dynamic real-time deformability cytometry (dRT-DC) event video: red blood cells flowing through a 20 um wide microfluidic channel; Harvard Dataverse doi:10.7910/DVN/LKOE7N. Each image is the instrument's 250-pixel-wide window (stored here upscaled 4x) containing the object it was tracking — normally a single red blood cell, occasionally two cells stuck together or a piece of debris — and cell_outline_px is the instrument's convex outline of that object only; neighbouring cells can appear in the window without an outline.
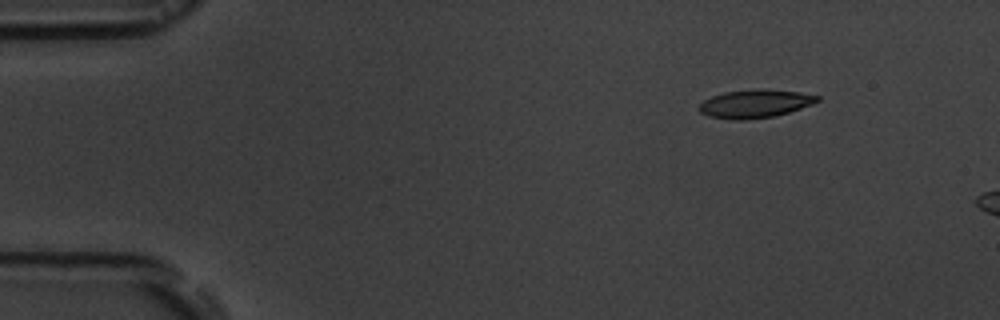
{"species": "common noctule bat (a hibernating species)", "species_latin": "Nyctalus noctula", "temperature_condition": "room temperature", "stored_images_in_passage": 3, "camera_frame_rate_fps": 3000, "um_per_image_px": 0.085, "animal": {"sex": "male", "body_mass_g": 19.5, "forearm_length_mm": 54.6}, "frame": {"image": 1, "passage_image": 1, "time_ms": 0.0, "image_size_px": [1000, 320], "cell_outline_px": [[820, 100], [812, 104], [788, 112], [772, 116], [744, 120], [732, 120], [708, 116], [700, 112], [700, 104], [704, 100], [712, 96], [724, 92], [800, 92], [820, 96]], "centroid_in_image_um": [64.14, 8.87], "position_along_channel_um": 20.9, "area_um2": 18.26}}